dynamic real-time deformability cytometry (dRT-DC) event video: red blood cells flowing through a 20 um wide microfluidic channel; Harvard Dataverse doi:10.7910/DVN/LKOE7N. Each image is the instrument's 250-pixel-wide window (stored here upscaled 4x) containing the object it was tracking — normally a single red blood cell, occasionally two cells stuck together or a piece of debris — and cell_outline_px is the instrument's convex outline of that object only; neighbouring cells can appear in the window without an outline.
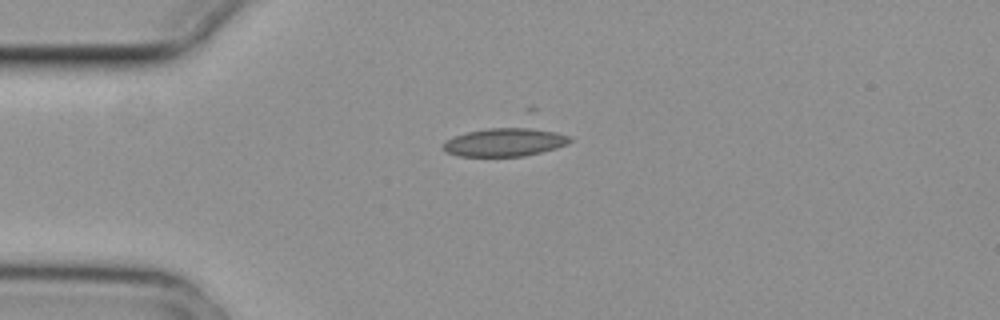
{"species": "common noctule bat (a hibernating species)", "species_latin": "Nyctalus noctula", "temperature_condition": "cold", "stored_images_in_passage": 2, "camera_frame_rate_fps": 3000, "um_per_image_px": 0.085, "animal": {"sex": "female", "body_mass_g": 29.2, "forearm_length_mm": 56.3}, "frame": {"image": 1, "passage_image": 1, "time_ms": 0.0, "image_size_px": [1000, 320], "cell_outline_px": [[572, 140], [568, 144], [556, 148], [524, 156], [460, 156], [444, 152], [444, 144], [452, 136], [468, 132], [488, 128], [520, 124], [524, 124], [572, 136]], "centroid_in_image_um": [42.98, 12.03], "position_along_channel_um": 42.0, "area_um2": 21.68}}